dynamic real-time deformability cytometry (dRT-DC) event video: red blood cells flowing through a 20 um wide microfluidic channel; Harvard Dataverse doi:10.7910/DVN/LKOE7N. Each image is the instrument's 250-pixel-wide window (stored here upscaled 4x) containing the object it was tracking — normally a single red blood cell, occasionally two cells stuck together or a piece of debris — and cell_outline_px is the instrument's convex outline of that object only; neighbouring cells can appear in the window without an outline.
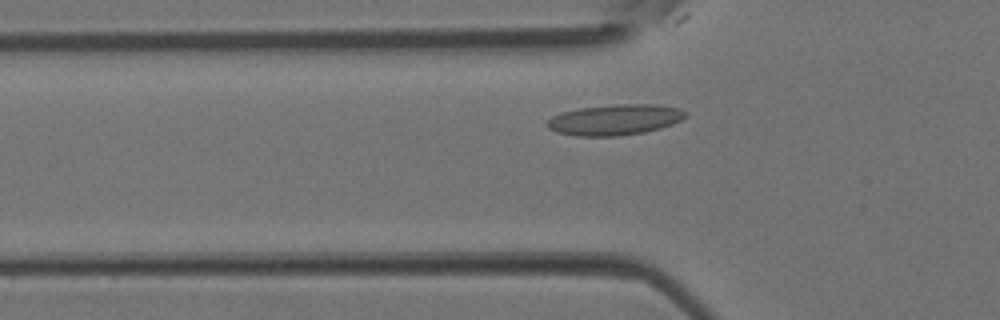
{"species": "Egyptian fruit bat (a non-hibernating species)", "species_latin": "Rousettus aegyptiacus", "temperature_condition": "room temperature", "stored_images_in_passage": 36, "camera_frame_rate_fps": 3000, "um_per_image_px": 0.085, "animal": {"sex": "female"}, "frame": {"image": 1, "passage_image": 6, "time_ms": 1.667, "image_size_px": [1000, 320], "cell_outline_px": [[688, 116], [672, 124], [660, 128], [644, 132], [616, 136], [576, 136], [556, 132], [548, 128], [544, 124], [552, 116], [560, 112], [580, 108], [616, 104], [660, 104], [680, 108], [688, 112]], "centroid_in_image_um": [52.27, 10.17], "position_along_channel_um": 73.5, "area_um2": 25.03}}
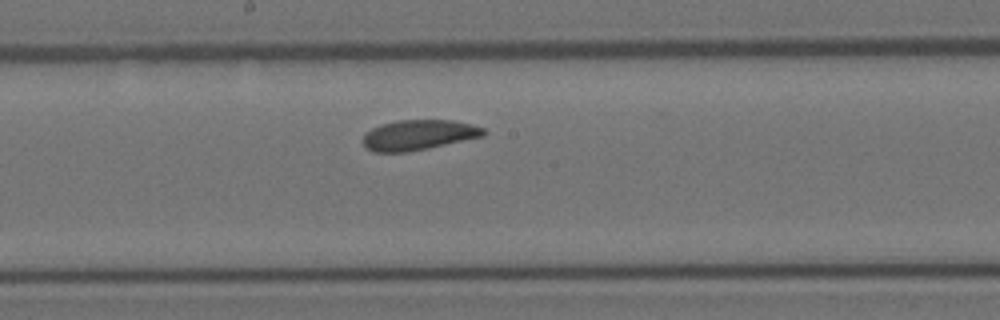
{"frame": {"image": 2, "passage_image": 15, "time_ms": 4.667, "image_size_px": [1000, 320], "cell_outline_px": [[488, 132], [484, 136], [428, 148], [408, 152], [372, 152], [364, 144], [364, 132], [380, 124], [396, 120], [452, 120], [472, 124], [484, 128]], "centroid_in_image_um": [35.59, 11.46], "position_along_channel_um": 212.6, "area_um2": 21.33}}
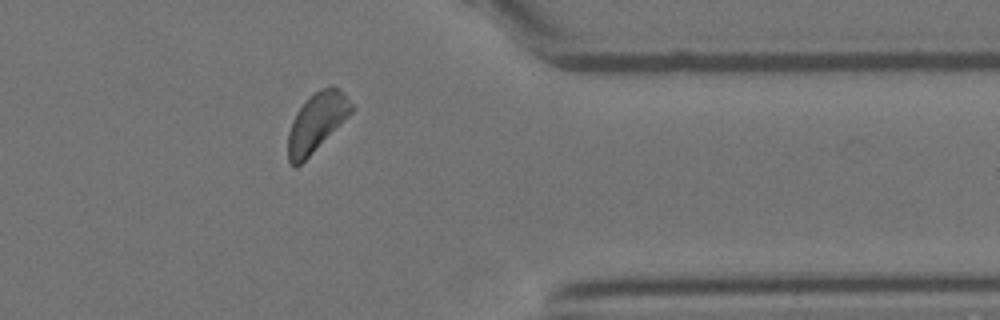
{"frame": {"image": 3, "passage_image": 27, "time_ms": 8.667, "image_size_px": [1000, 320], "cell_outline_px": [[352, 112], [296, 168], [288, 160], [288, 132], [296, 112], [308, 96], [320, 88], [332, 84], [340, 88], [352, 104]], "centroid_in_image_um": [26.9, 10.33], "position_along_channel_um": 384.5, "area_um2": 21.33}}